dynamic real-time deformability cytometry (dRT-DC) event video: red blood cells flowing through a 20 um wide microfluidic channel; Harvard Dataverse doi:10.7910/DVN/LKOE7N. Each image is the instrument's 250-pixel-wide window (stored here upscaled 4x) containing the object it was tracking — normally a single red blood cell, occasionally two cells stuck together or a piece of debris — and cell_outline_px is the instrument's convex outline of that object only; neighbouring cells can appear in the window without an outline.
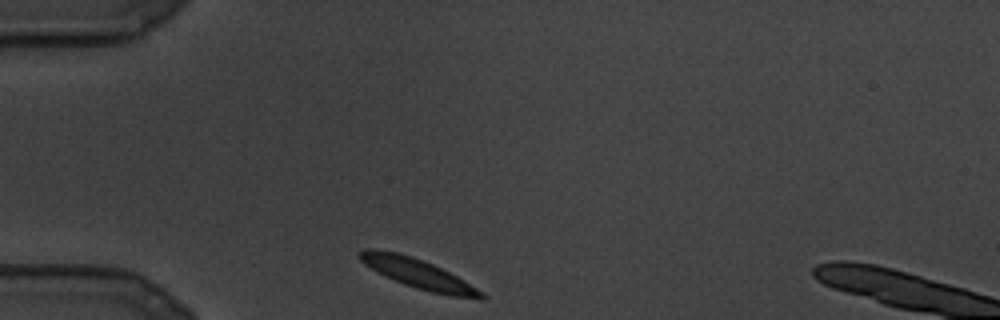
{"species": "common noctule bat (a hibernating species)", "species_latin": "Nyctalus noctula", "temperature_condition": "cold", "stored_images_in_passage": 74, "camera_frame_rate_fps": 3000, "um_per_image_px": 0.085, "animal": {"sex": "male", "body_mass_g": 19.5, "forearm_length_mm": 54.6}, "frame": {"image": 1, "passage_image": 1, "time_ms": 0.0, "image_size_px": [1000, 320], "cell_outline_px": [[488, 296], [484, 300], [480, 300], [452, 296], [432, 292], [416, 288], [404, 284], [384, 276], [376, 272], [364, 264], [356, 256], [356, 252], [364, 248], [376, 248], [396, 252], [412, 256], [432, 264], [464, 280], [484, 292]], "centroid_in_image_um": [35.51, 23.26], "position_along_channel_um": 49.5, "area_um2": 21.21}}
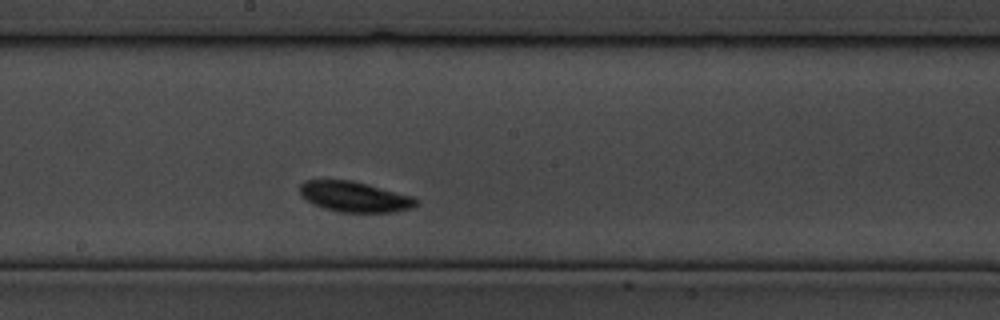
{"frame": {"image": 2, "passage_image": 33, "time_ms": 10.667, "image_size_px": [1000, 320], "cell_outline_px": [[420, 200], [412, 208], [392, 212], [340, 212], [324, 208], [312, 204], [300, 192], [300, 184], [304, 180], [352, 180], [368, 184], [412, 196]], "centroid_in_image_um": [30.15, 16.72], "position_along_channel_um": 218.0, "area_um2": 20.52}}
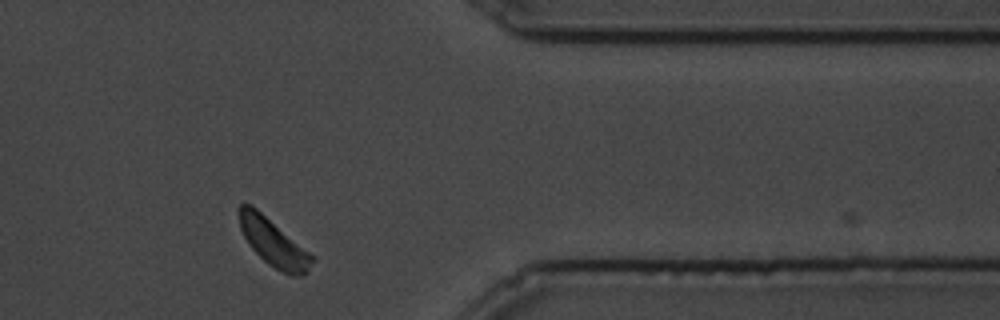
{"frame": {"image": 3, "passage_image": 64, "time_ms": 21.0, "image_size_px": [1000, 320], "cell_outline_px": [[316, 260], [308, 272], [304, 276], [292, 276], [268, 264], [248, 244], [240, 228], [240, 204], [252, 204], [316, 256]], "centroid_in_image_um": [23.33, 20.64], "position_along_channel_um": 388.1, "area_um2": 20.35}}